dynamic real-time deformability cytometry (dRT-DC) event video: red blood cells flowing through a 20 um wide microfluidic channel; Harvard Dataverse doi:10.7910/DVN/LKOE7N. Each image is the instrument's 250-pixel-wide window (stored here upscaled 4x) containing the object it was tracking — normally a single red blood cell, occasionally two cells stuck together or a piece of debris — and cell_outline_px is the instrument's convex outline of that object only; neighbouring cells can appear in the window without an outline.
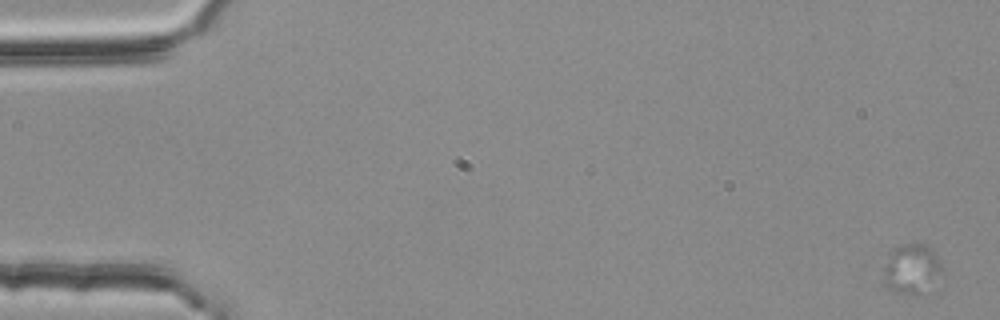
{"species": "common noctule bat (a hibernating species)", "species_latin": "Nyctalus noctula", "temperature_condition": "room temperature", "stored_images_in_passage": 5, "camera_frame_rate_fps": 3000, "um_per_image_px": 0.085, "animal": {"sex": "female", "body_mass_g": 25.1}, "frame": {"image": 1, "passage_image": 1, "time_ms": 0.0, "image_size_px": [1000, 320], "cell_outline_px": [[944, 268], [920, 296], [904, 296], [880, 284], [884, 268], [892, 252], [900, 244], [924, 244], [932, 248], [940, 260]], "centroid_in_image_um": [77.46, 22.9], "position_along_channel_um": 7.5, "area_um2": 17.22}}